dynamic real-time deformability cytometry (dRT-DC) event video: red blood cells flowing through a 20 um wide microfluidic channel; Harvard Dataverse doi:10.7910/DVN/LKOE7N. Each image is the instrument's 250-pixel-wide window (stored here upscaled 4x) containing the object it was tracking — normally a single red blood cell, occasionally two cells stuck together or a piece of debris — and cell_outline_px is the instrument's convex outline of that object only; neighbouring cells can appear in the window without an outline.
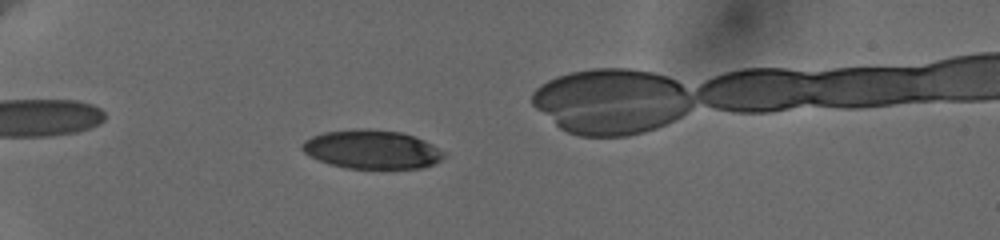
{"species": "human", "species_latin": "Homo sapiens", "temperature_condition": "cold", "stored_images_in_passage": 55, "camera_frame_rate_fps": 3000, "um_per_image_px": 0.085, "donor": {"sex": "female"}, "frame": {"image": 1, "passage_image": 20, "time_ms": 6.333, "image_size_px": [1000, 240], "cell_outline_px": [[448, 156], [432, 164], [420, 168], [344, 168], [328, 164], [304, 152], [300, 148], [300, 144], [304, 140], [312, 136], [324, 132], [364, 128], [400, 132], [424, 140], [432, 144], [444, 152]], "centroid_in_image_um": [31.59, 12.7], "position_along_channel_um": 53.4, "area_um2": 31.91}}
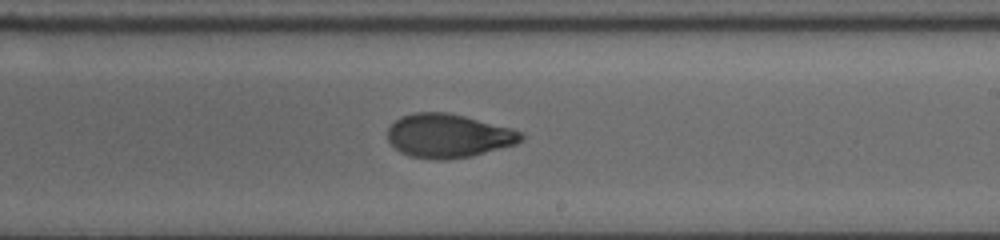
{"frame": {"image": 2, "passage_image": 39, "time_ms": 12.667, "image_size_px": [1000, 240], "cell_outline_px": [[524, 136], [516, 144], [472, 156], [448, 160], [436, 160], [408, 156], [400, 152], [388, 140], [388, 128], [396, 120], [404, 116], [416, 112], [448, 112], [512, 128], [520, 132]], "centroid_in_image_um": [38.1, 11.55], "position_along_channel_um": 250.9, "area_um2": 33.93}}
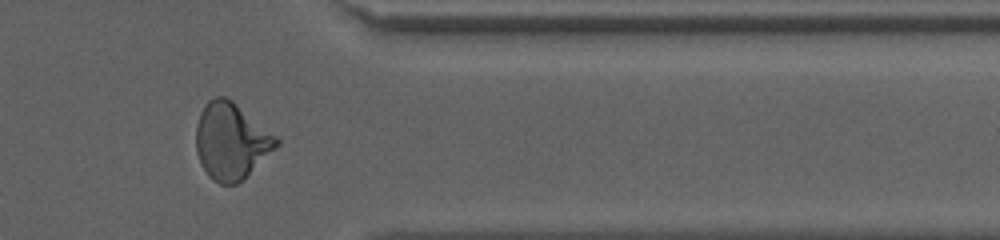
{"frame": {"image": 3, "passage_image": 51, "time_ms": 16.667, "image_size_px": [1000, 240], "cell_outline_px": [[280, 144], [276, 148], [236, 184], [220, 184], [212, 180], [208, 176], [200, 164], [196, 152], [196, 124], [200, 112], [208, 100], [216, 96], [224, 96], [232, 100], [276, 136], [280, 140]], "centroid_in_image_um": [19.61, 11.99], "position_along_channel_um": 391.8, "area_um2": 35.6}}